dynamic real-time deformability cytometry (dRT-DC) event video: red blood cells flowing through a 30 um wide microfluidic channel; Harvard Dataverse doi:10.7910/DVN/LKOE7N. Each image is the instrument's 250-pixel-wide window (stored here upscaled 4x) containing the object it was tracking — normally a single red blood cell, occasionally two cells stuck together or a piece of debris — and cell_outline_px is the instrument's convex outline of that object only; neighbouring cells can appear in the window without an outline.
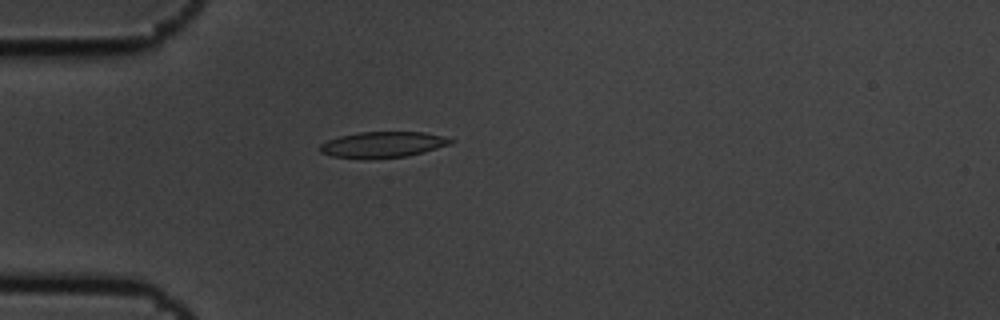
{"species": "common noctule bat (a hibernating species)", "species_latin": "Nyctalus noctula", "temperature_condition": "cold", "stored_images_in_passage": 5, "camera_frame_rate_fps": 3000, "um_per_image_px": 0.085, "animal": {"sex": "male", "body_mass_g": 19.5, "forearm_length_mm": 54.6}, "frame": {"image": 1, "passage_image": 4, "time_ms": 1.0, "image_size_px": [1000, 320], "cell_outline_px": [[456, 140], [452, 144], [424, 152], [404, 156], [332, 156], [320, 152], [320, 144], [328, 140], [340, 136], [360, 132], [424, 132], [444, 136]], "centroid_in_image_um": [32.63, 12.24], "position_along_channel_um": 52.4, "area_um2": 18.9}}